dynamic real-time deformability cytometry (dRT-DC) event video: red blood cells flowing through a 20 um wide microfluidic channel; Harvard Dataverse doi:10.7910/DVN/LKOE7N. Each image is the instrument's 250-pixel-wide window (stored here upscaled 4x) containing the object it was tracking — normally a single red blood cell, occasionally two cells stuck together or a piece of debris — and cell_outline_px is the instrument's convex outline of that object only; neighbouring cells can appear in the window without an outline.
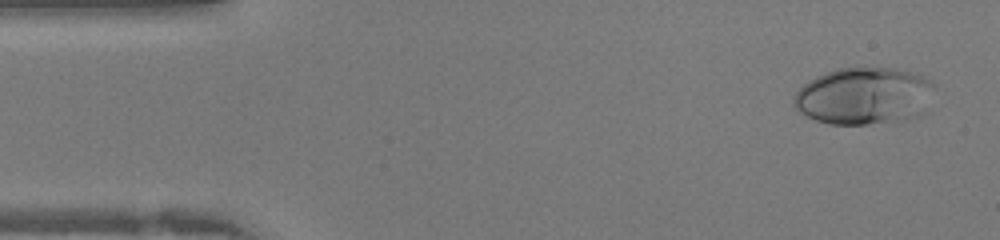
{"species": "human", "species_latin": "Homo sapiens", "temperature_condition": "warm", "stored_images_in_passage": 41, "camera_frame_rate_fps": 3000, "um_per_image_px": 0.085, "donor": {"sex": "female"}, "frame": {"image": 1, "passage_image": 2, "time_ms": 0.333, "image_size_px": [1000, 240], "cell_outline_px": [[932, 84], [928, 112], [920, 116], [908, 120], [868, 124], [828, 124], [816, 120], [800, 112], [792, 104], [792, 100], [796, 92], [808, 80], [816, 76], [840, 68], [896, 68], [924, 76]], "centroid_in_image_um": [73.46, 8.18], "position_along_channel_um": 11.5, "area_um2": 47.05}}
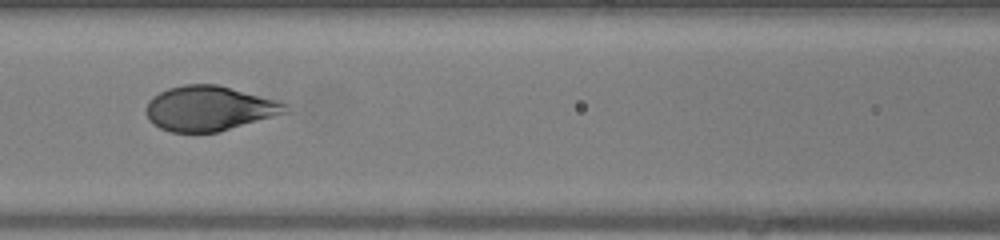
{"frame": {"image": 2, "passage_image": 17, "time_ms": 5.333, "image_size_px": [1000, 240], "cell_outline_px": [[288, 112], [216, 132], [172, 132], [160, 128], [152, 124], [148, 120], [144, 112], [144, 108], [148, 100], [152, 96], [168, 88], [184, 84], [216, 84], [280, 100], [288, 104]], "centroid_in_image_um": [17.74, 9.2], "position_along_channel_um": 148.9, "area_um2": 36.59}}
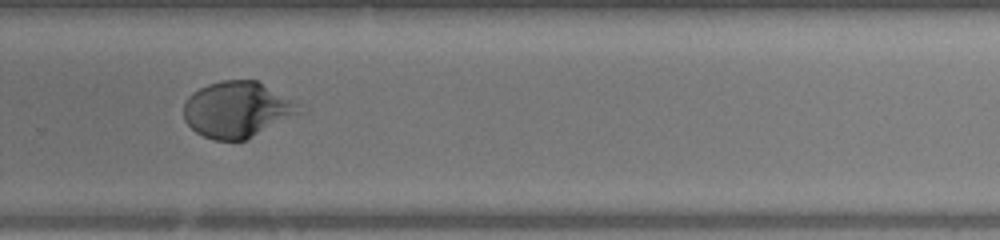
{"frame": {"image": 3, "passage_image": 27, "time_ms": 8.667, "image_size_px": [1000, 240], "cell_outline_px": [[308, 112], [248, 140], [212, 140], [196, 132], [184, 120], [184, 104], [188, 96], [192, 92], [208, 84], [220, 80], [256, 80], [296, 100], [308, 108]], "centroid_in_image_um": [20.3, 9.33], "position_along_channel_um": 309.5, "area_um2": 38.96}}